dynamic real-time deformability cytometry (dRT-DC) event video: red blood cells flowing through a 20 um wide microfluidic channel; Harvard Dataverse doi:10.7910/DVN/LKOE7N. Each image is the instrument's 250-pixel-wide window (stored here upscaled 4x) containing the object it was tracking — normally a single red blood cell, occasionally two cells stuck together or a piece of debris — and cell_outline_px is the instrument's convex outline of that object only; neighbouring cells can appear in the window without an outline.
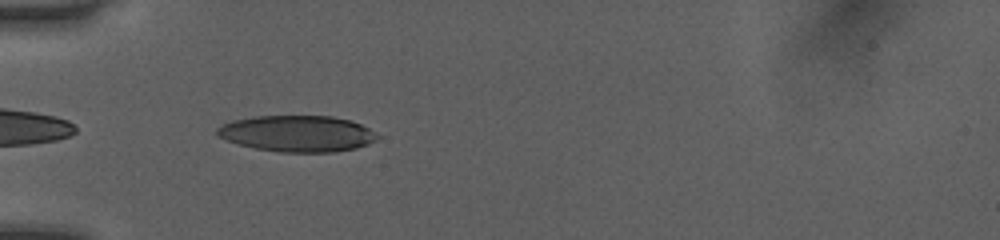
{"species": "human", "species_latin": "Homo sapiens", "temperature_condition": "room temperature", "stored_images_in_passage": 34, "camera_frame_rate_fps": 3000, "um_per_image_px": 0.085, "donor": {"sex": "female"}, "frame": {"image": 1, "passage_image": 2, "time_ms": 0.333, "image_size_px": [1000, 240], "cell_outline_px": [[380, 136], [376, 140], [368, 144], [356, 148], [332, 152], [280, 152], [256, 148], [240, 144], [216, 136], [216, 128], [232, 120], [252, 116], [332, 116], [352, 120], [368, 128]], "centroid_in_image_um": [25.27, 11.35], "position_along_channel_um": 59.7, "area_um2": 33.87}}
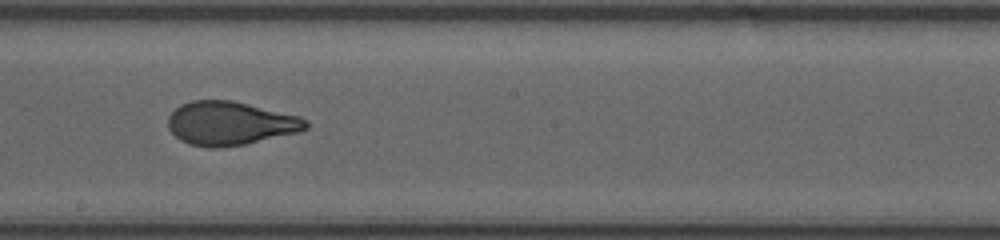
{"frame": {"image": 2, "passage_image": 15, "time_ms": 4.667, "image_size_px": [1000, 240], "cell_outline_px": [[308, 128], [296, 132], [244, 144], [216, 148], [208, 148], [188, 144], [180, 140], [168, 128], [168, 116], [180, 104], [192, 100], [232, 100], [300, 116], [308, 120]], "centroid_in_image_um": [19.53, 10.47], "position_along_channel_um": 228.7, "area_um2": 34.97}}
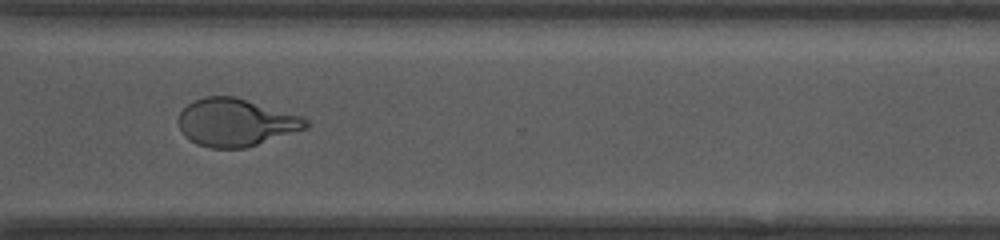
{"frame": {"image": 3, "passage_image": 24, "time_ms": 7.667, "image_size_px": [1000, 240], "cell_outline_px": [[312, 124], [308, 128], [244, 148], [212, 148], [196, 144], [184, 136], [176, 120], [180, 112], [188, 104], [204, 96], [236, 96], [304, 116]], "centroid_in_image_um": [20.06, 10.39], "position_along_channel_um": 350.5, "area_um2": 35.72}, "authors_computed_cell_mechanics": {"area_um2": 35.1424, "velocity_mm_per_s": 4.0852, "shape_relaxation_time_tau1_ms": 4.0724, "shape_relaxation_time_tau2_ms": 0.6979, "deformation_change_tau1": 0.1833, "deformation_change_tau2": 0.0663}}